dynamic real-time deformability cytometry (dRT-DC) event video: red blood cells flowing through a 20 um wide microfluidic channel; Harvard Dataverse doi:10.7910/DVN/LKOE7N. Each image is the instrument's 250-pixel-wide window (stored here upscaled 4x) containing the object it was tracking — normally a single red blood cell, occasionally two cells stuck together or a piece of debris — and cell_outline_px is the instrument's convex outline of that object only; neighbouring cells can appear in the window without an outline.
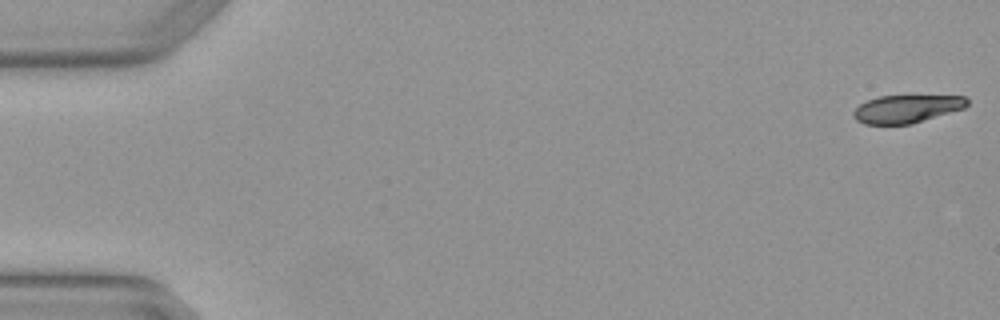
{"species": "Egyptian fruit bat (a non-hibernating species)", "species_latin": "Rousettus aegyptiacus", "temperature_condition": "warm", "stored_images_in_passage": 4, "camera_frame_rate_fps": 3000, "um_per_image_px": 0.085, "animal": {"sex": "female"}, "frame": {"image": 1, "passage_image": 1, "time_ms": 0.0, "image_size_px": [1000, 320], "cell_outline_px": [[968, 104], [964, 108], [912, 124], [864, 124], [856, 120], [852, 116], [852, 112], [860, 104], [868, 100], [880, 96], [964, 96], [968, 100]], "centroid_in_image_um": [77.04, 9.26], "position_along_channel_um": 8.0, "area_um2": 18.38}}
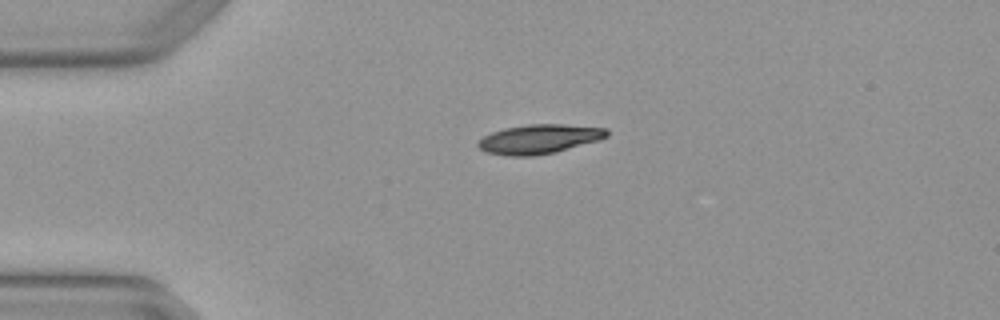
{"frame": {"image": 2, "passage_image": 4, "time_ms": 1.0, "image_size_px": [1000, 320], "cell_outline_px": [[608, 136], [596, 140], [552, 152], [532, 156], [512, 156], [488, 152], [480, 148], [476, 144], [484, 136], [492, 132], [504, 128], [528, 124], [564, 124], [608, 128]], "centroid_in_image_um": [45.81, 11.8], "position_along_channel_um": 39.2, "area_um2": 21.5}}